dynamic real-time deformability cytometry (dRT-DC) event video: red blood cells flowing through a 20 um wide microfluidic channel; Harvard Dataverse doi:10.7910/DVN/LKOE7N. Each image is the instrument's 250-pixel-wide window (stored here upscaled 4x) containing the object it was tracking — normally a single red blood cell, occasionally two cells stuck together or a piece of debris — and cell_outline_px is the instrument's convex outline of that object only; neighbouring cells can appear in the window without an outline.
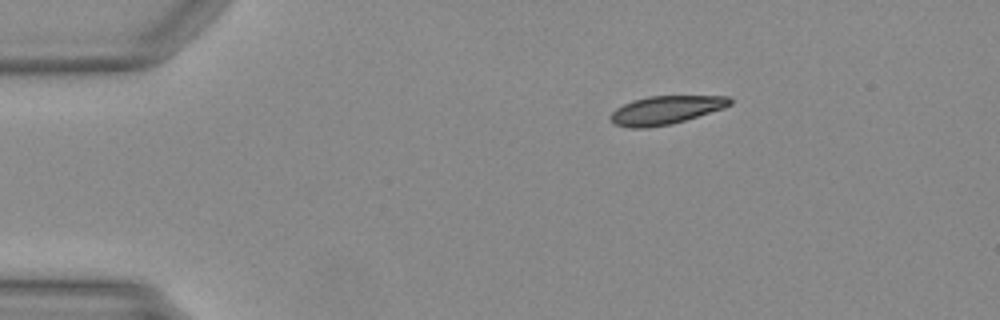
{"species": "Egyptian fruit bat (a non-hibernating species)", "species_latin": "Rousettus aegyptiacus", "temperature_condition": "warm", "stored_images_in_passage": 42, "camera_frame_rate_fps": 3000, "um_per_image_px": 0.085, "animal": {"sex": "female"}, "frame": {"image": 1, "passage_image": 1, "time_ms": 0.0, "image_size_px": [1000, 320], "cell_outline_px": [[732, 104], [724, 108], [684, 120], [668, 124], [648, 128], [628, 128], [612, 124], [608, 116], [616, 108], [632, 100], [648, 96], [728, 96], [732, 100]], "centroid_in_image_um": [56.53, 9.36], "position_along_channel_um": 28.5, "area_um2": 19.77}}
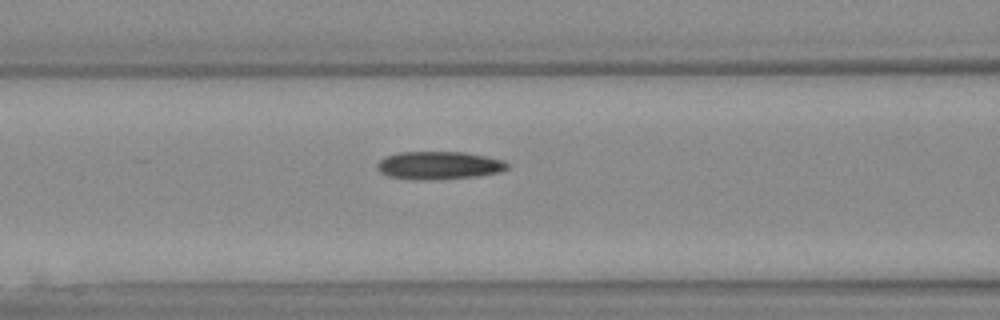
{"frame": {"image": 2, "passage_image": 13, "time_ms": 4.0, "image_size_px": [1000, 320], "cell_outline_px": [[508, 168], [500, 172], [476, 176], [424, 180], [416, 180], [388, 176], [380, 172], [376, 168], [376, 164], [384, 156], [400, 152], [464, 152], [504, 160], [508, 164]], "centroid_in_image_um": [37.27, 14.05], "position_along_channel_um": 129.3, "area_um2": 21.15}}
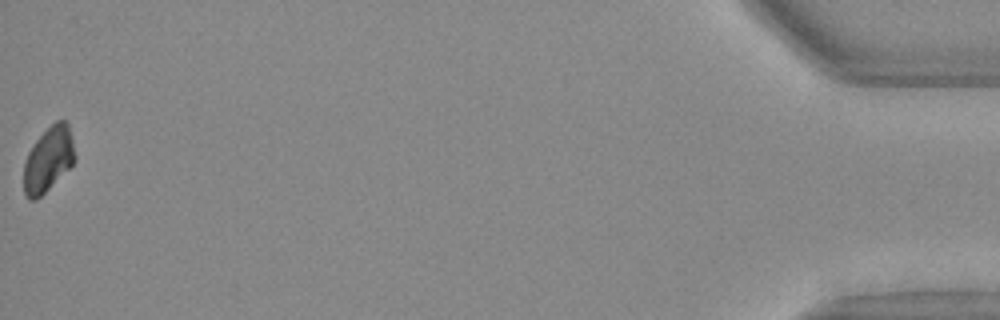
{"frame": {"image": 3, "passage_image": 42, "time_ms": 13.667, "image_size_px": [1000, 320], "cell_outline_px": [[76, 160], [36, 200], [28, 200], [24, 192], [24, 164], [28, 152], [36, 140], [56, 120], [64, 120], [68, 124], [76, 156]], "centroid_in_image_um": [4.1, 13.54], "position_along_channel_um": 431.1, "area_um2": 18.9}}